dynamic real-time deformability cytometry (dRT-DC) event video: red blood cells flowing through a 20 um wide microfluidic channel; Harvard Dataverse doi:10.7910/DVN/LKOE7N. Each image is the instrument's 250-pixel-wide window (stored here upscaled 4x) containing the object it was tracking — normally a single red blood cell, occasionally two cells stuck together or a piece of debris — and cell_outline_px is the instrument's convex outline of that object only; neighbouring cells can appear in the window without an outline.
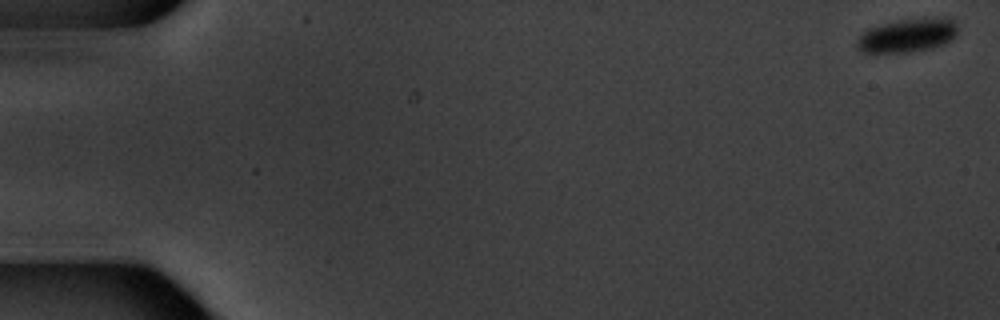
{"species": "common noctule bat (a hibernating species)", "species_latin": "Nyctalus noctula", "temperature_condition": "warm", "stored_images_in_passage": 6, "camera_frame_rate_fps": 3000, "um_per_image_px": 0.085, "animal": {"sex": "male", "body_mass_g": 20.1, "forearm_length_mm": 53.5}, "frame": {"image": 1, "passage_image": 1, "time_ms": 0.0, "image_size_px": [1000, 320], "cell_outline_px": [[956, 32], [948, 40], [940, 44], [928, 48], [904, 52], [860, 52], [856, 44], [856, 40], [868, 28], [900, 20], [944, 16], [948, 16], [956, 24]], "centroid_in_image_um": [77.1, 2.98], "position_along_channel_um": 7.9, "area_um2": 19.25}}
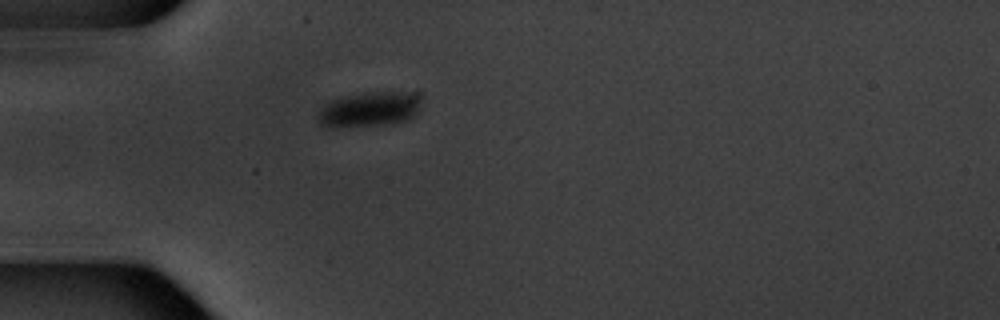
{"frame": {"image": 2, "passage_image": 5, "time_ms": 5.667, "image_size_px": [1000, 320], "cell_outline_px": [[424, 100], [420, 112], [416, 116], [408, 120], [392, 124], [332, 128], [328, 128], [320, 124], [316, 112], [332, 100], [348, 96], [368, 92], [424, 92]], "centroid_in_image_um": [31.54, 9.29], "position_along_channel_um": 53.5, "area_um2": 21.91}}